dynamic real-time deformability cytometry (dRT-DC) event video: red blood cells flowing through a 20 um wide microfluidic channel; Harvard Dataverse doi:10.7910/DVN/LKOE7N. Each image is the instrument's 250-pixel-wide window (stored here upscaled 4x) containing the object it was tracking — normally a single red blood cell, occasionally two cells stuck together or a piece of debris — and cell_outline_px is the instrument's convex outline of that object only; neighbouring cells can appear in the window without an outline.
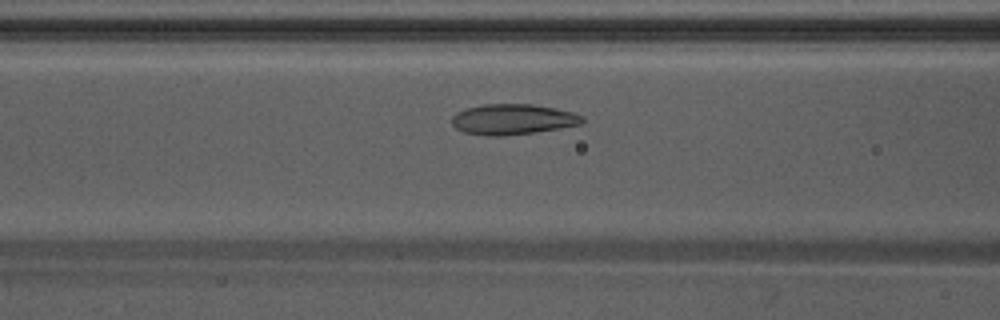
{"species": "Egyptian fruit bat (a non-hibernating species)", "species_latin": "Rousettus aegyptiacus", "temperature_condition": "warm", "stored_images_in_passage": 45, "camera_frame_rate_fps": 3000, "um_per_image_px": 0.085, "animal": {"sex": "male"}, "frame": {"image": 1, "passage_image": 15, "time_ms": 4.667, "image_size_px": [1000, 320], "cell_outline_px": [[584, 124], [536, 132], [500, 136], [488, 136], [464, 132], [456, 128], [452, 124], [452, 116], [456, 112], [464, 108], [484, 104], [532, 104], [556, 108], [572, 112], [584, 116]], "centroid_in_image_um": [43.6, 10.14], "position_along_channel_um": 123.0, "area_um2": 23.41}}
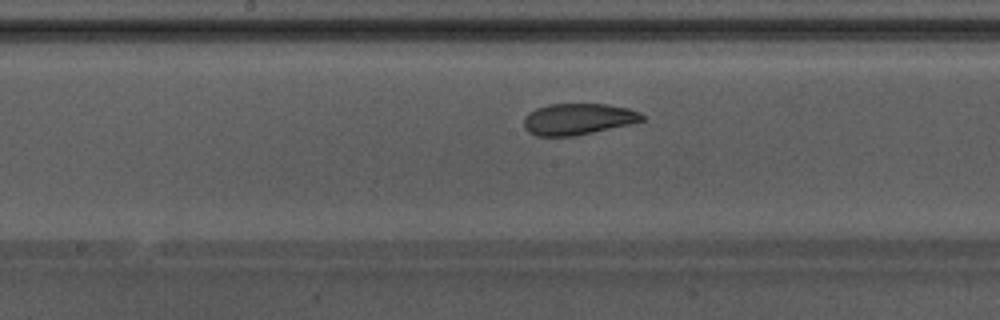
{"frame": {"image": 2, "passage_image": 21, "time_ms": 6.667, "image_size_px": [1000, 320], "cell_outline_px": [[644, 120], [628, 124], [592, 132], [572, 136], [536, 136], [528, 132], [524, 128], [524, 116], [536, 108], [548, 104], [608, 104], [628, 108], [640, 112], [644, 116]], "centroid_in_image_um": [49.1, 10.11], "position_along_channel_um": 199.1, "area_um2": 21.5}}
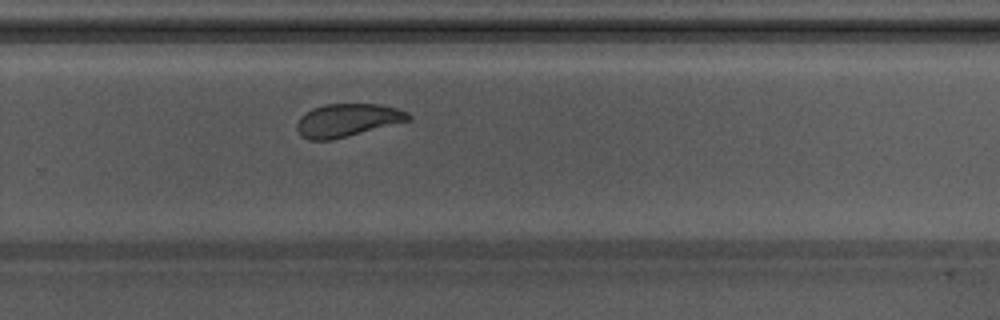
{"frame": {"image": 3, "passage_image": 29, "time_ms": 9.333, "image_size_px": [1000, 320], "cell_outline_px": [[412, 120], [332, 140], [308, 140], [296, 128], [296, 124], [300, 116], [312, 108], [324, 104], [380, 104], [396, 108], [408, 112], [412, 116]], "centroid_in_image_um": [29.55, 10.21], "position_along_channel_um": 300.2, "area_um2": 21.5}, "authors_computed_cell_mechanics": {"area_um2": 22.831, "velocity_mm_per_s": 3.8106, "shape_relaxation_time_tau1_ms": 9.2162, "shape_relaxation_time_tau2_ms": 1.7871, "deformation_change_tau1": 0.1807, "deformation_change_tau2": 0.0762}}